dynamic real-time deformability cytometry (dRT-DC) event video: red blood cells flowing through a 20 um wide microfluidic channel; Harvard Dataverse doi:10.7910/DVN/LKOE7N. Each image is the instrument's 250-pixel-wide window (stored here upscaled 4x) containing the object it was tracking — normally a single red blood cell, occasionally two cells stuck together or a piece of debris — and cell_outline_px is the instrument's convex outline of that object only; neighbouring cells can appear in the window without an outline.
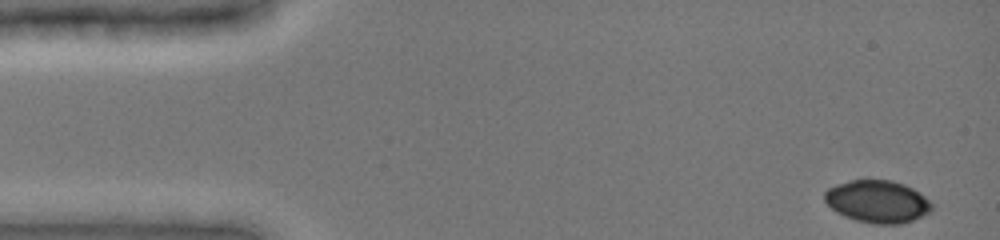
{"species": "common noctule bat (a hibernating species)", "species_latin": "Nyctalus noctula", "temperature_condition": "cold", "stored_images_in_passage": 43, "camera_frame_rate_fps": 3000, "um_per_image_px": 0.085, "animal": {"sex": "female", "body_mass_g": 19.0, "forearm_length_mm": 51.5}, "frame": {"image": 1, "passage_image": 1, "time_ms": 0.0, "image_size_px": [1000, 240], "cell_outline_px": [[932, 212], [912, 220], [900, 224], [876, 224], [856, 220], [836, 212], [824, 200], [824, 192], [828, 188], [836, 184], [852, 180], [892, 180], [904, 184], [912, 188], [924, 196], [932, 204]], "centroid_in_image_um": [74.59, 17.13], "position_along_channel_um": 10.4, "area_um2": 26.41}}
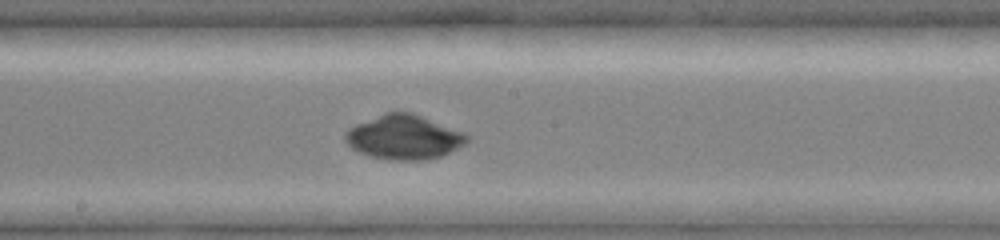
{"frame": {"image": 2, "passage_image": 25, "time_ms": 8.0, "image_size_px": [1000, 240], "cell_outline_px": [[468, 140], [464, 144], [440, 156], [424, 160], [392, 160], [368, 156], [352, 148], [344, 140], [344, 132], [348, 128], [356, 124], [384, 112], [412, 112], [464, 132], [468, 136]], "centroid_in_image_um": [34.29, 11.65], "position_along_channel_um": 213.9, "area_um2": 31.39}}
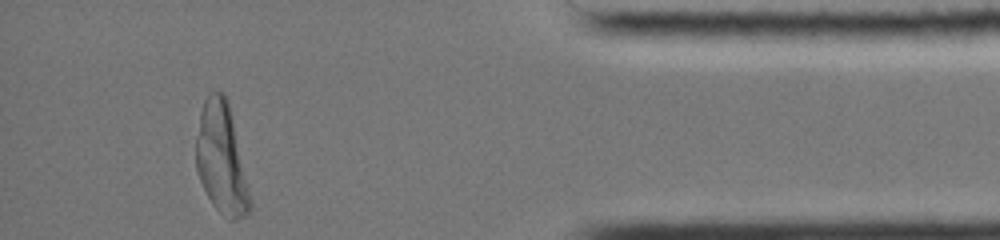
{"frame": {"image": 3, "passage_image": 43, "time_ms": 14.0, "image_size_px": [1000, 240], "cell_outline_px": [[252, 208], [244, 216], [236, 220], [228, 220], [212, 204], [196, 172], [196, 136], [200, 112], [204, 100], [208, 92], [224, 92], [228, 100], [252, 204]], "centroid_in_image_um": [18.81, 13.49], "position_along_channel_um": 416.4, "area_um2": 34.62}}